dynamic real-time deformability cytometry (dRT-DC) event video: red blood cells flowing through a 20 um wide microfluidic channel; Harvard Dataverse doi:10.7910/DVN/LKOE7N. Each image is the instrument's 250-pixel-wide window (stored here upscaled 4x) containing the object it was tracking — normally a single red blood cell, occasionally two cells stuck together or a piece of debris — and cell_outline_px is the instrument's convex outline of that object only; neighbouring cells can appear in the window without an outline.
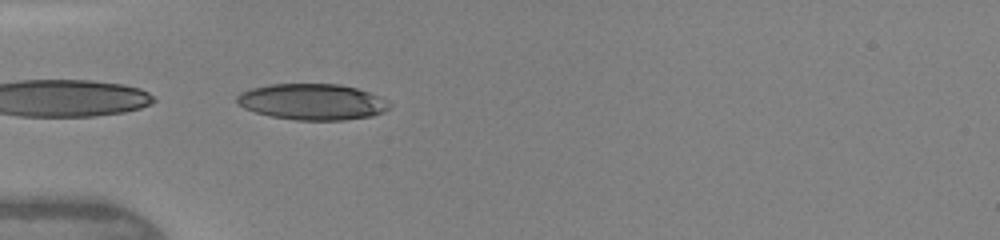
{"species": "human", "species_latin": "Homo sapiens", "temperature_condition": "warm", "stored_images_in_passage": 48, "segment_of_instrument_passage": [2, 2], "camera_frame_rate_fps": 3000, "um_per_image_px": 0.085, "donor": {"sex": "female"}, "frame": {"image": 1, "passage_image": 8, "time_ms": 4.667, "image_size_px": [1000, 240], "cell_outline_px": [[392, 104], [384, 112], [372, 116], [344, 120], [296, 120], [272, 116], [256, 112], [244, 108], [236, 104], [236, 96], [240, 92], [252, 88], [268, 84], [340, 84], [356, 88], [380, 96], [388, 100]], "centroid_in_image_um": [26.55, 8.65], "position_along_channel_um": 58.5, "area_um2": 32.25}}
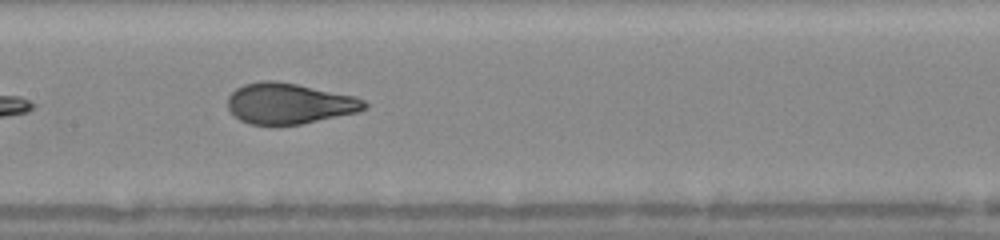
{"frame": {"image": 2, "passage_image": 19, "time_ms": 7.667, "image_size_px": [1000, 240], "cell_outline_px": [[368, 108], [360, 112], [300, 124], [252, 124], [240, 120], [228, 108], [228, 96], [236, 88], [244, 84], [260, 80], [276, 80], [356, 96], [364, 100], [368, 104]], "centroid_in_image_um": [24.62, 8.78], "position_along_channel_um": 182.8, "area_um2": 32.48}}
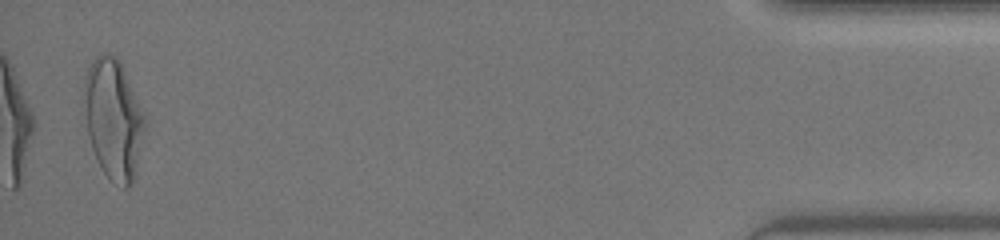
{"frame": {"image": 3, "passage_image": 47, "time_ms": 15.0, "image_size_px": [1000, 240], "cell_outline_px": [[144, 128], [136, 168], [132, 180], [128, 188], [124, 188], [112, 180], [104, 172], [96, 160], [88, 136], [84, 100], [84, 76], [92, 60], [100, 52], [104, 52], [116, 56], [120, 60], [144, 116]], "centroid_in_image_um": [9.6, 10.06], "position_along_channel_um": 425.6, "area_um2": 41.73}}